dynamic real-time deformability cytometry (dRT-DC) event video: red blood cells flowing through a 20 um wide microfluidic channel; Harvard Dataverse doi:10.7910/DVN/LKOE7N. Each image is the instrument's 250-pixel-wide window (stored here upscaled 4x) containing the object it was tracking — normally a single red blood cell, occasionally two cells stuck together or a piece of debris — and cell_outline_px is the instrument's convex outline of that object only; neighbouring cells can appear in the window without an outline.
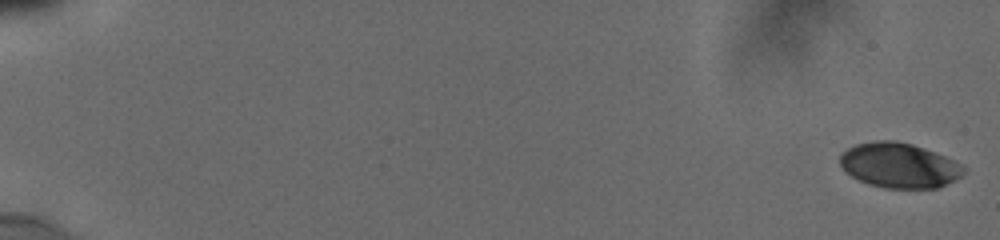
{"species": "human", "species_latin": "Homo sapiens", "temperature_condition": "cold", "stored_images_in_passage": 12, "camera_frame_rate_fps": 3000, "um_per_image_px": 0.085, "donor": {"sex": "male"}, "frame": {"image": 1, "passage_image": 1, "time_ms": 0.0, "image_size_px": [1000, 240], "cell_outline_px": [[968, 168], [960, 176], [936, 188], [884, 188], [868, 184], [844, 172], [840, 164], [840, 156], [848, 148], [856, 144], [876, 140], [896, 140], [912, 144], [924, 148], [964, 164]], "centroid_in_image_um": [76.42, 14.05], "position_along_channel_um": 8.6, "area_um2": 32.43}}
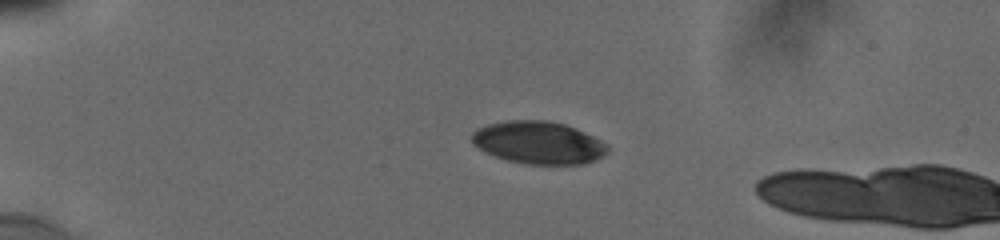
{"frame": {"image": 2, "passage_image": 10, "time_ms": 4.667, "image_size_px": [1000, 240], "cell_outline_px": [[608, 152], [604, 156], [596, 160], [584, 164], [524, 164], [508, 160], [484, 152], [472, 144], [472, 132], [476, 128], [488, 124], [508, 120], [548, 120], [564, 124], [576, 128], [608, 144]], "centroid_in_image_um": [45.77, 12.12], "position_along_channel_um": 39.2, "area_um2": 33.87}}